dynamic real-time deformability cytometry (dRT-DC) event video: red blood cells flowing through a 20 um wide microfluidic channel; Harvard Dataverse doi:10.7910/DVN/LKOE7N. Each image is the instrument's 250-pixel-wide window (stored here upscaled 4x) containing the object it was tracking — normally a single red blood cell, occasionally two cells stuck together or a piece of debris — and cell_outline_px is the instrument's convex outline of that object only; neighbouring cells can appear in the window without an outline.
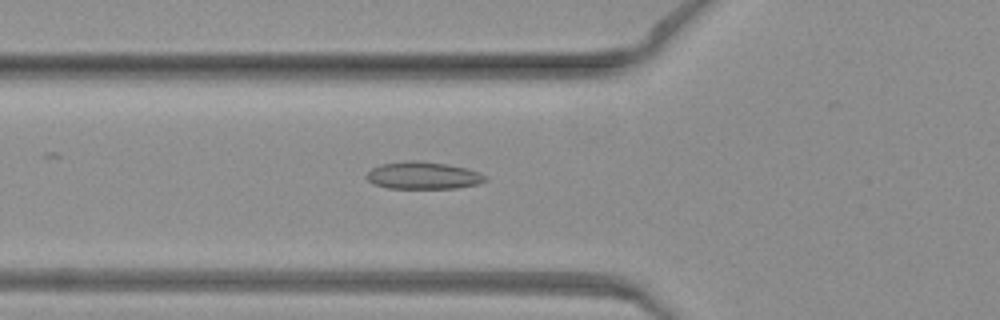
{"species": "common noctule bat (a hibernating species)", "species_latin": "Nyctalus noctula", "temperature_condition": "warm", "stored_images_in_passage": 48, "camera_frame_rate_fps": 3000, "um_per_image_px": 0.085, "animal": {"sex": "female", "body_mass_g": 19.3, "forearm_length_mm": 54.1}, "frame": {"image": 1, "passage_image": 16, "time_ms": 5.0, "image_size_px": [1000, 320], "cell_outline_px": [[488, 180], [480, 184], [456, 188], [388, 188], [372, 184], [364, 176], [372, 168], [380, 164], [408, 160], [416, 160], [448, 164], [468, 168], [480, 172], [488, 176]], "centroid_in_image_um": [36.0, 14.91], "position_along_channel_um": 89.8, "area_um2": 19.25}}
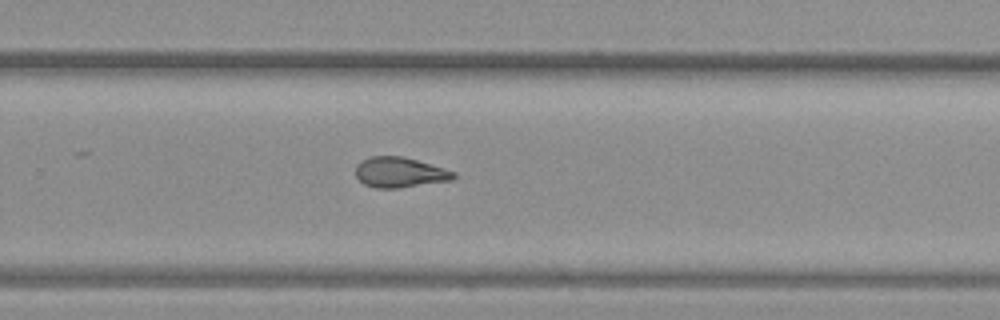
{"frame": {"image": 2, "passage_image": 31, "time_ms": 10.0, "image_size_px": [1000, 320], "cell_outline_px": [[456, 176], [452, 180], [400, 188], [376, 188], [364, 184], [356, 176], [356, 164], [360, 160], [368, 156], [404, 156], [444, 168], [456, 172]], "centroid_in_image_um": [33.96, 14.64], "position_along_channel_um": 295.8, "area_um2": 17.46}}
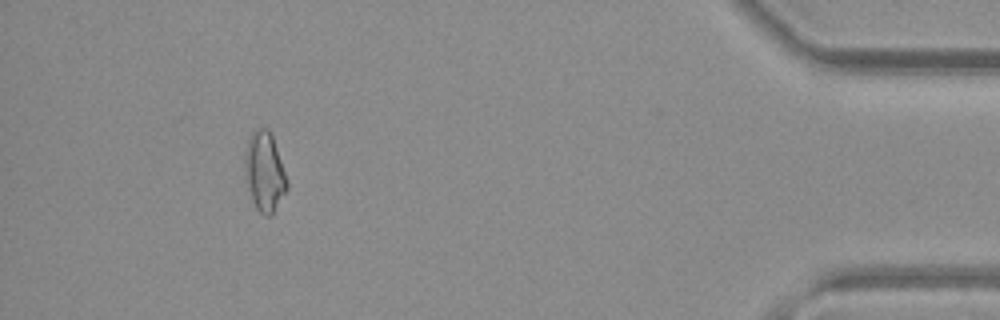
{"frame": {"image": 3, "passage_image": 44, "time_ms": 14.333, "image_size_px": [1000, 320], "cell_outline_px": [[288, 188], [272, 212], [268, 216], [264, 216], [256, 208], [252, 200], [248, 188], [244, 172], [244, 152], [248, 140], [252, 132], [256, 128], [268, 128], [272, 136], [288, 180]], "centroid_in_image_um": [22.46, 14.57], "position_along_channel_um": 412.7, "area_um2": 19.42}}